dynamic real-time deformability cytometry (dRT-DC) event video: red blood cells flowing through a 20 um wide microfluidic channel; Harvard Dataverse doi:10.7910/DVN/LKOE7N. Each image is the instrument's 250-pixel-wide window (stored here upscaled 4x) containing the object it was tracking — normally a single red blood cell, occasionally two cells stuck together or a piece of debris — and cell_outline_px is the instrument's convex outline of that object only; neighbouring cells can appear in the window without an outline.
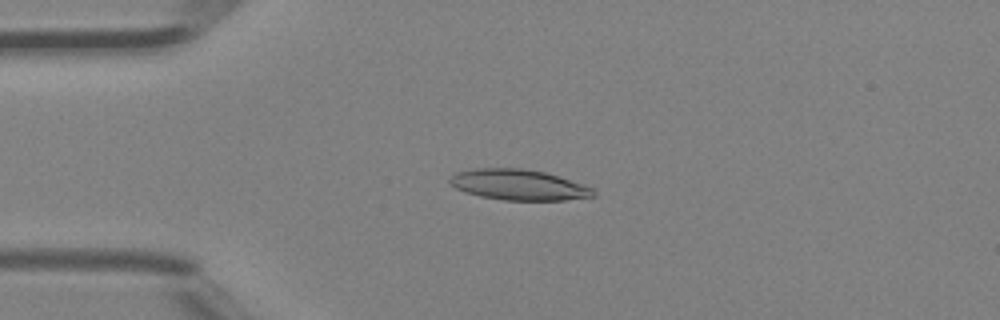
{"species": "Egyptian fruit bat (a non-hibernating species)", "species_latin": "Rousettus aegyptiacus", "temperature_condition": "room temperature", "stored_images_in_passage": 35, "camera_frame_rate_fps": 3000, "um_per_image_px": 0.085, "animal": {"sex": "female"}, "frame": {"image": 1, "passage_image": 5, "time_ms": 1.333, "image_size_px": [1000, 320], "cell_outline_px": [[596, 196], [564, 200], [504, 200], [480, 196], [464, 192], [456, 188], [448, 180], [456, 172], [476, 168], [520, 168], [544, 172], [592, 188], [596, 192]], "centroid_in_image_um": [44.05, 15.71], "position_along_channel_um": 41.0, "area_um2": 25.32}}
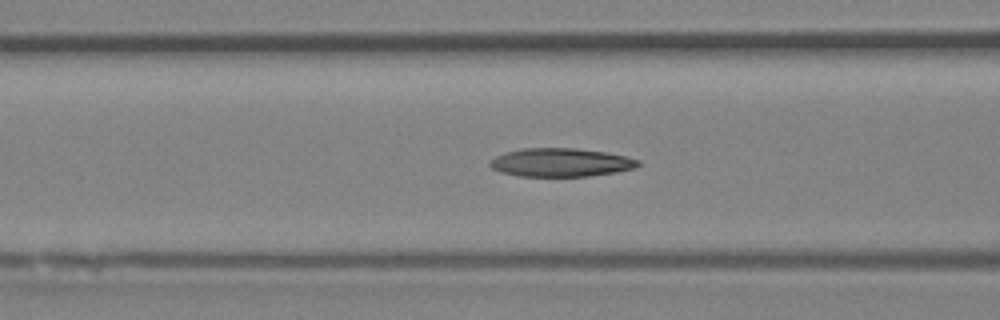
{"frame": {"image": 2, "passage_image": 12, "time_ms": 3.667, "image_size_px": [1000, 320], "cell_outline_px": [[640, 164], [636, 168], [616, 172], [588, 176], [520, 176], [500, 172], [492, 168], [488, 164], [496, 156], [520, 148], [576, 148], [604, 152], [624, 156], [640, 160]], "centroid_in_image_um": [47.68, 13.81], "position_along_channel_um": 118.9, "area_um2": 24.45}}
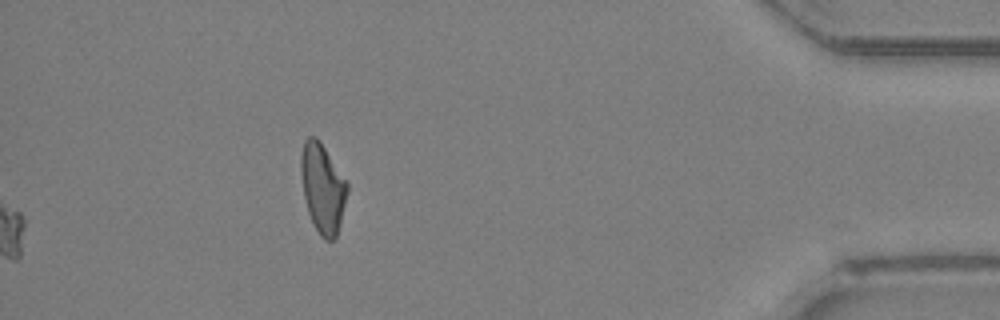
{"frame": {"image": 3, "passage_image": 35, "time_ms": 11.333, "image_size_px": [1000, 320], "cell_outline_px": [[348, 192], [340, 224], [336, 236], [332, 240], [324, 240], [320, 236], [308, 212], [304, 196], [300, 172], [300, 156], [304, 140], [308, 136], [316, 136], [320, 140], [348, 184]], "centroid_in_image_um": [27.41, 15.96], "position_along_channel_um": 407.8, "area_um2": 24.04}, "authors_computed_cell_mechanics": {"area_um2": 24.4494, "velocity_mm_per_s": 4.4852, "shape_relaxation_time_tau1_ms": 7.3813, "shape_relaxation_time_tau2_ms": 4.7837, "deformation_change_tau1": 0.2, "deformation_change_tau2": 0.1396}}